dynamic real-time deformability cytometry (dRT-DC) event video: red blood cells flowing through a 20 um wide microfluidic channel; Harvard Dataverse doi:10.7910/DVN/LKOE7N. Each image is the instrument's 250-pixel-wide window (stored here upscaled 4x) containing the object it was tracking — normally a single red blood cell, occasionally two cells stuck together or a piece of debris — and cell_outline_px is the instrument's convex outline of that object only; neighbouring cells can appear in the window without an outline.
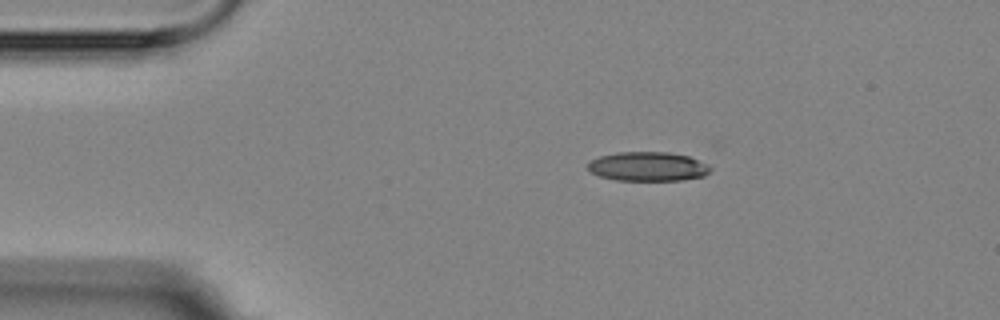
{"species": "Egyptian fruit bat (a non-hibernating species)", "species_latin": "Rousettus aegyptiacus", "temperature_condition": "room temperature", "stored_images_in_passage": 14, "camera_frame_rate_fps": 3000, "um_per_image_px": 0.085, "animal": {"sex": "female"}, "frame": {"image": 1, "passage_image": 1, "time_ms": 0.0, "image_size_px": [1000, 320], "cell_outline_px": [[712, 168], [704, 176], [684, 180], [616, 180], [600, 176], [592, 172], [588, 168], [588, 164], [592, 160], [600, 156], [616, 152], [668, 152], [688, 156], [708, 164]], "centroid_in_image_um": [55.09, 14.15], "position_along_channel_um": 29.9, "area_um2": 20.75}}
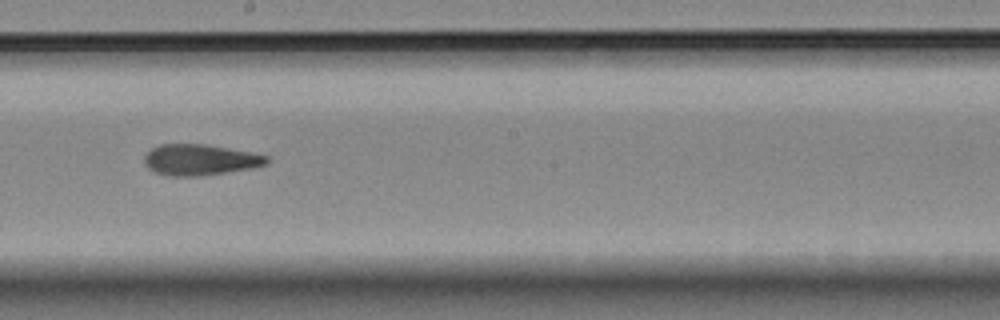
{"frame": {"image": 2, "passage_image": 7, "time_ms": 7.0, "image_size_px": [1000, 320], "cell_outline_px": [[268, 164], [252, 168], [200, 176], [168, 176], [156, 172], [148, 168], [144, 164], [144, 156], [152, 148], [160, 144], [204, 144], [248, 152], [268, 156]], "centroid_in_image_um": [16.97, 13.59], "position_along_channel_um": 231.2, "area_um2": 21.91}}
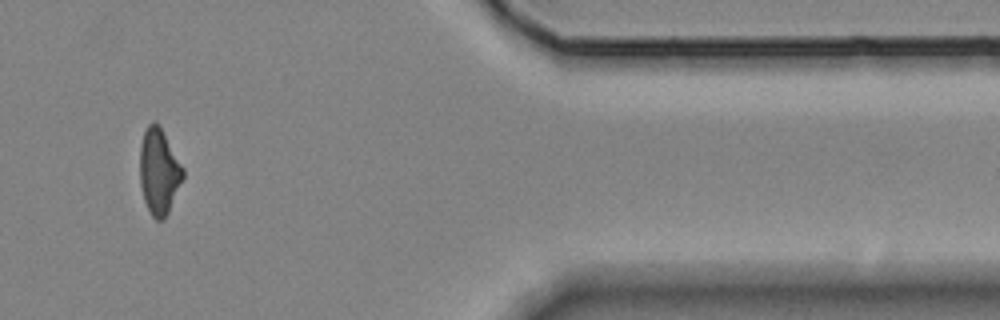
{"frame": {"image": 3, "passage_image": 12, "time_ms": 12.667, "image_size_px": [1000, 320], "cell_outline_px": [[184, 176], [168, 212], [164, 220], [156, 220], [152, 216], [144, 200], [140, 184], [140, 144], [144, 128], [152, 120], [156, 120], [160, 124], [184, 168]], "centroid_in_image_um": [13.5, 14.5], "position_along_channel_um": 397.9, "area_um2": 21.85}, "authors_computed_cell_mechanics": {"area_um2": 21.9929, "velocity_mm_per_s": 3.5418, "shape_relaxation_time_tau1_ms": null, "shape_relaxation_time_tau2_ms": 3.2909, "deformation_change_tau1": null, "deformation_change_tau2": 0.1109}}